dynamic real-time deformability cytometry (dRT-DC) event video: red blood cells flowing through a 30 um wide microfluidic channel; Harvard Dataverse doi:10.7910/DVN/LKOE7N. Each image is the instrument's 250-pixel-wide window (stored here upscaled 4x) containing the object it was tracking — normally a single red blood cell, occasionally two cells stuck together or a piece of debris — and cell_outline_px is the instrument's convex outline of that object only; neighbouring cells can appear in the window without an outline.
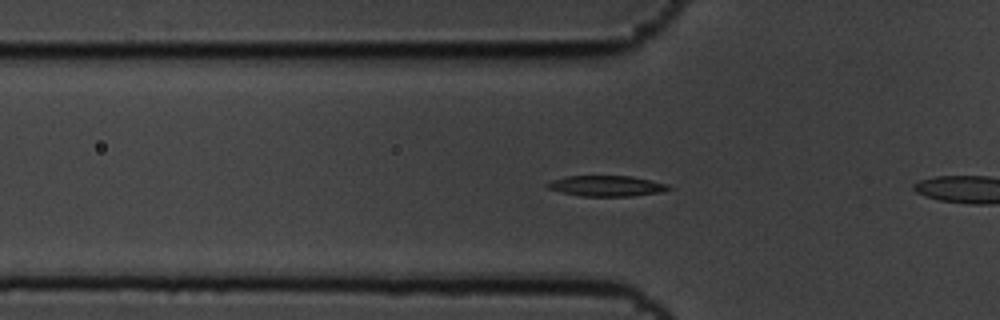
{"species": "common noctule bat (a hibernating species)", "species_latin": "Nyctalus noctula", "temperature_condition": "cold", "stored_images_in_passage": 13, "camera_frame_rate_fps": 3000, "um_per_image_px": 0.085, "animal": {"sex": "male", "body_mass_g": 19.5, "forearm_length_mm": 54.6}, "frame": {"image": 1, "passage_image": 11, "time_ms": 3.333, "image_size_px": [1000, 320], "cell_outline_px": [[672, 188], [660, 192], [632, 196], [580, 196], [560, 192], [548, 188], [544, 184], [552, 180], [568, 176], [632, 176], [652, 180], [668, 184]], "centroid_in_image_um": [51.55, 15.8], "position_along_channel_um": 74.2, "area_um2": 14.62}}